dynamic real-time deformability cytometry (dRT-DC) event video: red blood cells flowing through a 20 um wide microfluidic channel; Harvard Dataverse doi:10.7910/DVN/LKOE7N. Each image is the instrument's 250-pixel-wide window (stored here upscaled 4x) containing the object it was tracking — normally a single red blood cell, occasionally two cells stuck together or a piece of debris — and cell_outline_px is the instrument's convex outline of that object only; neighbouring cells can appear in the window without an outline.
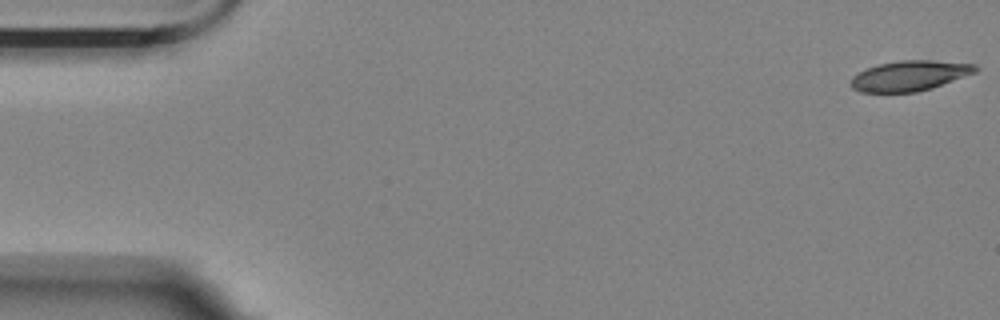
{"species": "Egyptian fruit bat (a non-hibernating species)", "species_latin": "Rousettus aegyptiacus", "temperature_condition": "room temperature", "stored_images_in_passage": 57, "camera_frame_rate_fps": 3000, "um_per_image_px": 0.085, "animal": {"sex": "female"}, "frame": {"image": 1, "passage_image": 1, "time_ms": 0.0, "image_size_px": [1000, 320], "cell_outline_px": [[980, 68], [976, 72], [932, 88], [916, 92], [860, 92], [852, 88], [852, 76], [868, 68], [880, 64], [900, 60], [932, 60], [976, 64]], "centroid_in_image_um": [77.36, 6.43], "position_along_channel_um": 7.6, "area_um2": 21.79}}
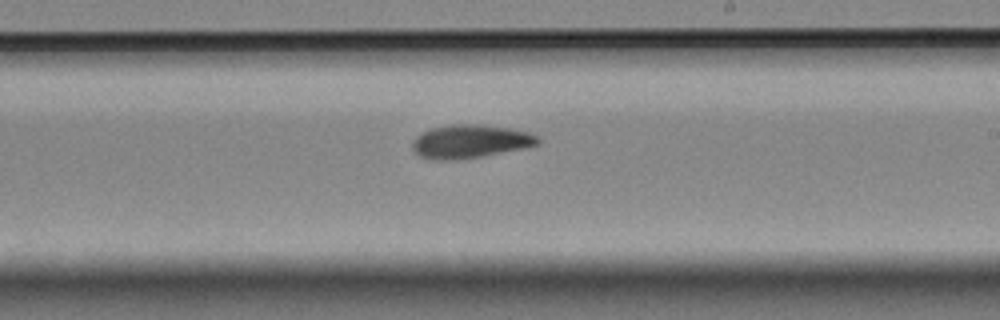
{"frame": {"image": 2, "passage_image": 33, "time_ms": 10.667, "image_size_px": [1000, 320], "cell_outline_px": [[540, 144], [524, 148], [484, 156], [456, 160], [432, 160], [420, 156], [412, 152], [412, 140], [416, 136], [432, 128], [452, 124], [480, 124], [508, 128], [528, 132], [536, 136], [540, 140]], "centroid_in_image_um": [39.93, 12.03], "position_along_channel_um": 249.1, "area_um2": 24.57}}
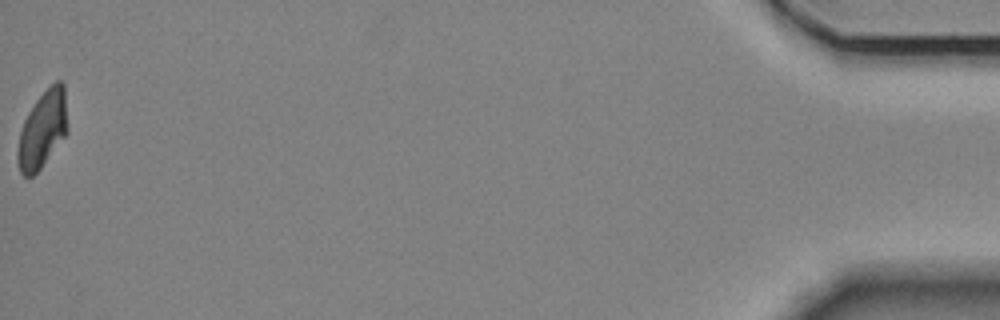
{"frame": {"image": 3, "passage_image": 57, "time_ms": 18.667, "image_size_px": [1000, 320], "cell_outline_px": [[68, 132], [40, 168], [32, 176], [24, 176], [20, 172], [16, 160], [16, 152], [20, 132], [24, 120], [28, 112], [36, 100], [56, 80], [60, 80], [64, 84], [68, 128]], "centroid_in_image_um": [3.61, 11.01], "position_along_channel_um": 431.6, "area_um2": 22.31}, "authors_computed_cell_mechanics": {"area_um2": 23.3512, "velocity_mm_per_s": 3.5066, "shape_relaxation_time_tau1_ms": 8.773, "shape_relaxation_time_tau2_ms": null, "deformation_change_tau1": 0.2077, "deformation_change_tau2": null}}